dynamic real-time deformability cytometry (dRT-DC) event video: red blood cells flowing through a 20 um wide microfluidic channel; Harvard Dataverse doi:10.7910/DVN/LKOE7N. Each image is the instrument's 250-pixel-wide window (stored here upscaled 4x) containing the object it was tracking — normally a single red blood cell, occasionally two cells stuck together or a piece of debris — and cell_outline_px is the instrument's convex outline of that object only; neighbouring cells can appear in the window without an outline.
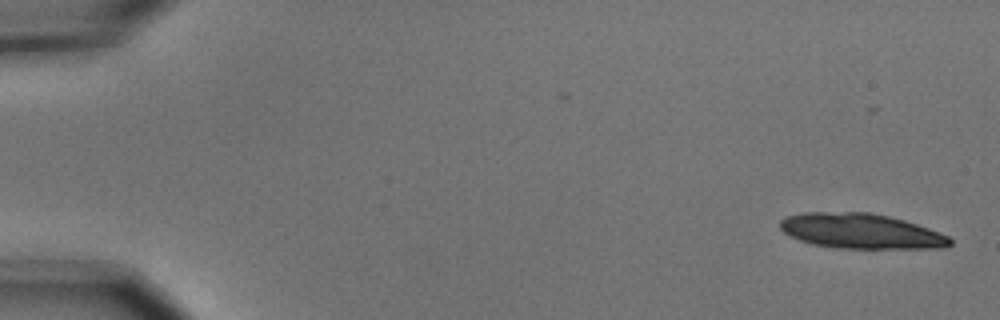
{"species": "common noctule bat (a hibernating species)", "species_latin": "Nyctalus noctula", "temperature_condition": "cold", "stored_images_in_passage": 6, "segment_of_instrument_passage": [1, 2], "camera_frame_rate_fps": 3000, "um_per_image_px": 0.085, "animal": {"sex": "male", "body_mass_g": 15.6}, "frame": {"image": 1, "passage_image": 1, "time_ms": 0.0, "image_size_px": [1000, 320], "cell_outline_px": [[952, 244], [944, 248], [836, 248], [812, 244], [800, 240], [784, 232], [780, 228], [780, 220], [784, 216], [804, 212], [868, 212], [888, 216], [904, 220], [928, 228], [948, 236], [952, 240]], "centroid_in_image_um": [73.16, 19.64], "position_along_channel_um": 11.8, "area_um2": 34.68}}